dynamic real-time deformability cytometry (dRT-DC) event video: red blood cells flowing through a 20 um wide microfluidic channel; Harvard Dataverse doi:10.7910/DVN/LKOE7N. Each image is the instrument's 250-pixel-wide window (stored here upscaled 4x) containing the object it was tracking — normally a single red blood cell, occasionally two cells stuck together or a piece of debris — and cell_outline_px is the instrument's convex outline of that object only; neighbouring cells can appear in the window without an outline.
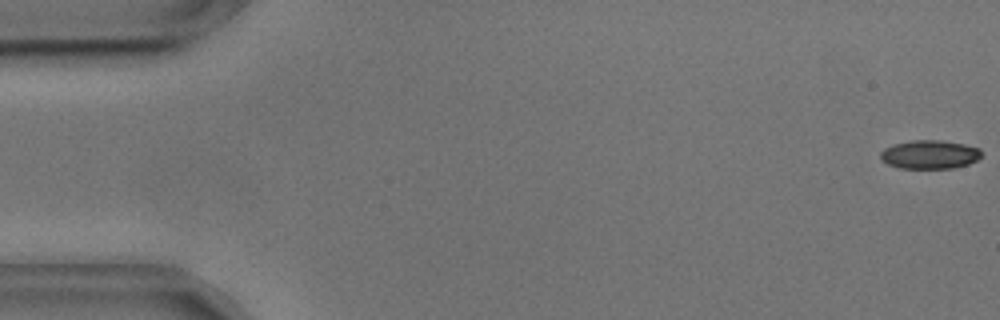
{"species": "common noctule bat (a hibernating species)", "species_latin": "Nyctalus noctula", "temperature_condition": "cold", "stored_images_in_passage": 55, "camera_frame_rate_fps": 3000, "um_per_image_px": 0.085, "animal": {"sex": "male", "body_mass_g": 17.9, "forearm_length_mm": 54.2}, "frame": {"image": 1, "passage_image": 1, "time_ms": 0.0, "image_size_px": [1000, 320], "cell_outline_px": [[980, 156], [976, 160], [968, 164], [952, 168], [900, 168], [888, 164], [880, 160], [880, 152], [884, 148], [892, 144], [912, 140], [940, 140], [964, 144], [980, 148]], "centroid_in_image_um": [78.98, 13.12], "position_along_channel_um": 6.0, "area_um2": 16.88}}
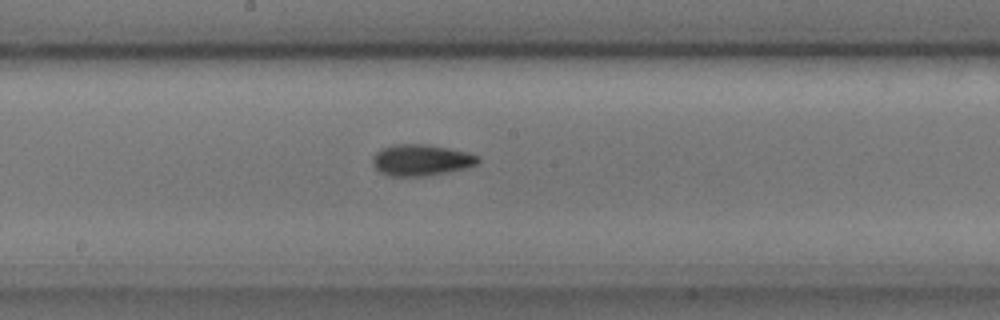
{"frame": {"image": 2, "passage_image": 29, "time_ms": 9.333, "image_size_px": [1000, 320], "cell_outline_px": [[480, 160], [476, 164], [464, 168], [428, 176], [388, 176], [380, 172], [372, 164], [372, 160], [376, 152], [384, 148], [396, 144], [424, 144], [448, 148], [468, 152], [480, 156]], "centroid_in_image_um": [35.8, 13.61], "position_along_channel_um": 212.4, "area_um2": 19.13}}
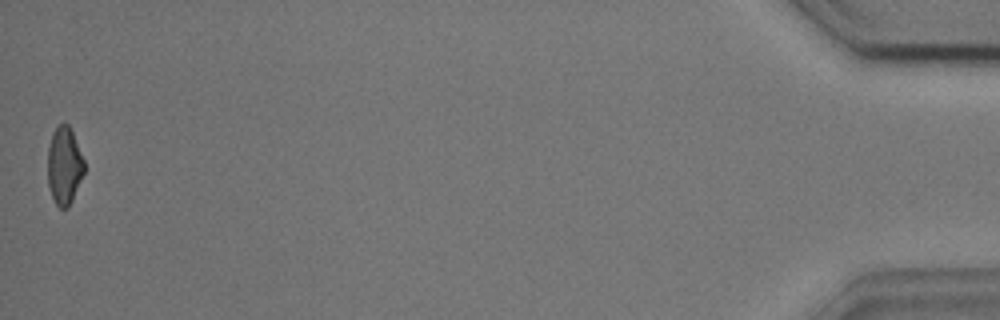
{"frame": {"image": 3, "passage_image": 55, "time_ms": 18.0, "image_size_px": [1000, 320], "cell_outline_px": [[84, 172], [72, 200], [68, 208], [60, 208], [56, 204], [52, 196], [48, 184], [48, 148], [52, 132], [60, 124], [68, 124], [72, 132], [84, 160]], "centroid_in_image_um": [5.45, 14.09], "position_along_channel_um": 429.7, "area_um2": 16.3}, "authors_computed_cell_mechanics": {"area_um2": 17.629, "velocity_mm_per_s": 3.628, "shape_relaxation_time_tau1_ms": 5.0272, "shape_relaxation_time_tau2_ms": 3.0056, "deformation_change_tau1": 0.0944, "deformation_change_tau2": 0.0838}}